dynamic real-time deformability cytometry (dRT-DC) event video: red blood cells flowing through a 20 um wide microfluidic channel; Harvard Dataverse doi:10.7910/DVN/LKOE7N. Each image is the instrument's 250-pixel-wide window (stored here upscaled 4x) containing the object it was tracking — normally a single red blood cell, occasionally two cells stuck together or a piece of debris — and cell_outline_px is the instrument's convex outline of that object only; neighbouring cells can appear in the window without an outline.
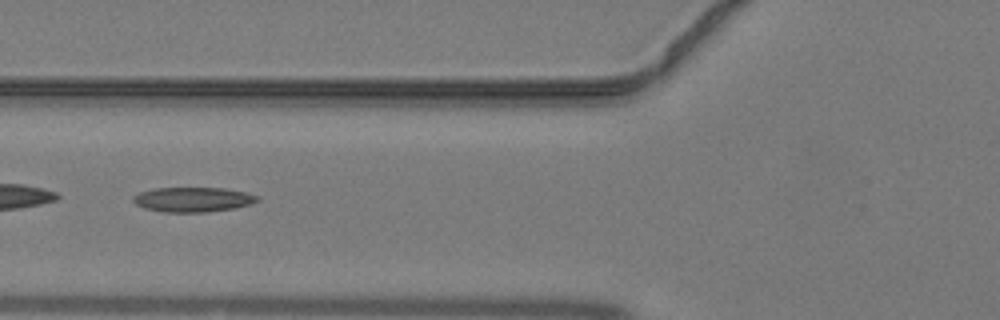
{"species": "common noctule bat (a hibernating species)", "species_latin": "Nyctalus noctula", "temperature_condition": "warm", "stored_images_in_passage": 44, "camera_frame_rate_fps": 3000, "um_per_image_px": 0.085, "animal": {"sex": "male", "body_mass_g": 19.2, "forearm_length_mm": 51.8}, "frame": {"image": 1, "passage_image": 17, "time_ms": 5.333, "image_size_px": [1000, 320], "cell_outline_px": [[260, 200], [252, 204], [236, 208], [208, 212], [164, 212], [144, 208], [136, 204], [132, 200], [132, 196], [140, 192], [152, 188], [224, 188], [248, 192], [260, 196]], "centroid_in_image_um": [16.44, 16.96], "position_along_channel_um": 109.4, "area_um2": 18.21}}
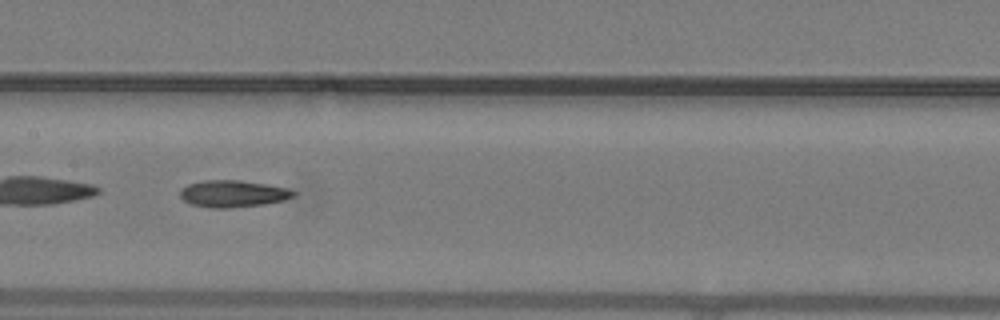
{"frame": {"image": 2, "passage_image": 22, "time_ms": 7.0, "image_size_px": [1000, 320], "cell_outline_px": [[296, 196], [284, 200], [264, 204], [228, 208], [212, 208], [192, 204], [184, 200], [180, 196], [180, 188], [188, 184], [204, 180], [240, 180], [288, 188], [296, 192]], "centroid_in_image_um": [19.8, 16.46], "position_along_channel_um": 187.6, "area_um2": 17.74}}
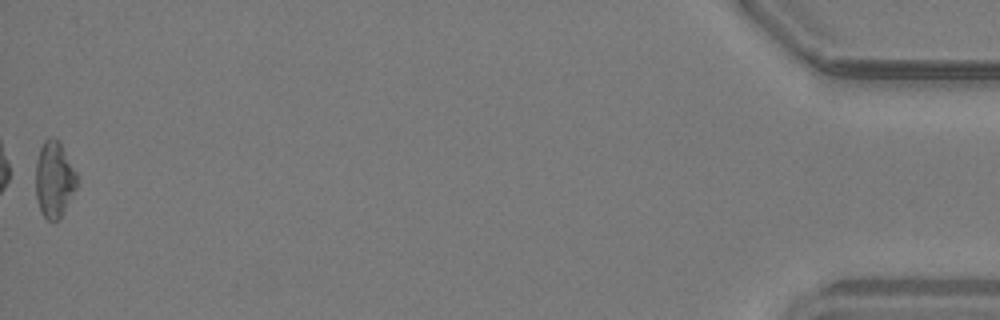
{"frame": {"image": 3, "passage_image": 44, "time_ms": 14.333, "image_size_px": [1000, 320], "cell_outline_px": [[76, 188], [60, 216], [56, 220], [48, 220], [44, 216], [40, 208], [36, 196], [36, 160], [40, 148], [44, 140], [52, 136], [60, 144], [76, 172]], "centroid_in_image_um": [4.58, 15.22], "position_along_channel_um": 430.6, "area_um2": 17.69}}